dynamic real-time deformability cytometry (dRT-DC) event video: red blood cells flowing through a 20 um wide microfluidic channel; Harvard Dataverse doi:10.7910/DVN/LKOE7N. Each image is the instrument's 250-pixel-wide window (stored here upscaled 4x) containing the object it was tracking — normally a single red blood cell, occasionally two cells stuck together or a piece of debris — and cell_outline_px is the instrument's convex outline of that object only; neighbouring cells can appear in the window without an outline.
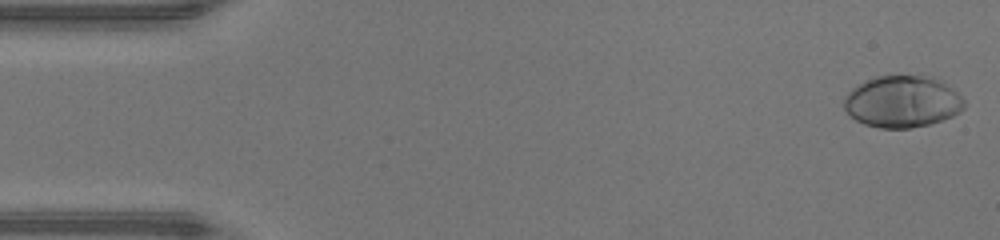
{"species": "human", "species_latin": "Homo sapiens", "temperature_condition": "warm", "stored_images_in_passage": 47, "camera_frame_rate_fps": 3000, "um_per_image_px": 0.085, "donor": {"sex": "male"}, "frame": {"image": 1, "passage_image": 1, "time_ms": 0.0, "image_size_px": [1000, 240], "cell_outline_px": [[964, 108], [960, 112], [952, 116], [928, 124], [908, 128], [880, 128], [864, 124], [856, 120], [844, 108], [844, 96], [856, 84], [876, 76], [932, 76], [944, 80], [964, 100]], "centroid_in_image_um": [76.7, 8.62], "position_along_channel_um": 8.3, "area_um2": 36.3}}
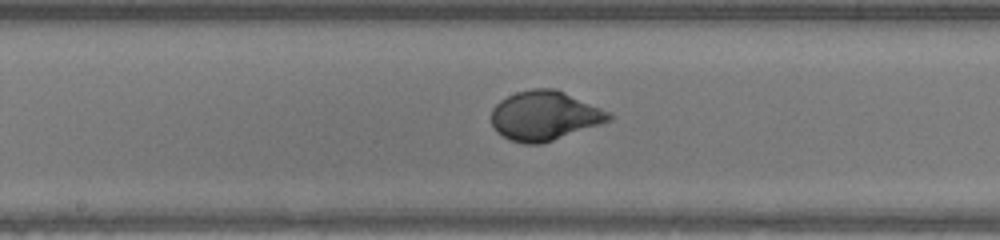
{"frame": {"image": 2, "passage_image": 24, "time_ms": 7.667, "image_size_px": [1000, 240], "cell_outline_px": [[612, 120], [540, 144], [524, 144], [508, 140], [496, 132], [492, 124], [492, 108], [500, 100], [516, 92], [532, 88], [556, 88], [612, 112]], "centroid_in_image_um": [46.29, 9.83], "position_along_channel_um": 201.9, "area_um2": 33.99}}
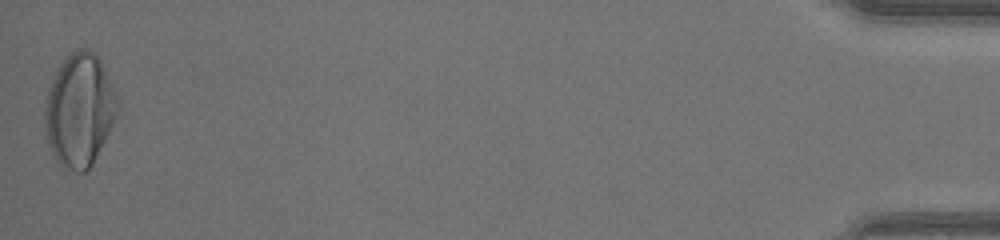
{"frame": {"image": 3, "passage_image": 47, "time_ms": 15.333, "image_size_px": [1000, 240], "cell_outline_px": [[116, 116], [92, 164], [84, 172], [76, 172], [60, 164], [56, 160], [52, 152], [48, 140], [44, 124], [44, 108], [48, 92], [52, 80], [60, 64], [68, 52], [76, 48], [88, 48], [100, 60], [112, 84], [116, 96]], "centroid_in_image_um": [6.73, 9.32], "position_along_channel_um": 428.5, "area_um2": 47.11}, "authors_computed_cell_mechanics": {"area_um2": 33.9864, "velocity_mm_per_s": 4.3195, "shape_relaxation_time_tau1_ms": 3.5219, "shape_relaxation_time_tau2_ms": null, "deformation_change_tau1": 0.2312, "deformation_change_tau2": null}}